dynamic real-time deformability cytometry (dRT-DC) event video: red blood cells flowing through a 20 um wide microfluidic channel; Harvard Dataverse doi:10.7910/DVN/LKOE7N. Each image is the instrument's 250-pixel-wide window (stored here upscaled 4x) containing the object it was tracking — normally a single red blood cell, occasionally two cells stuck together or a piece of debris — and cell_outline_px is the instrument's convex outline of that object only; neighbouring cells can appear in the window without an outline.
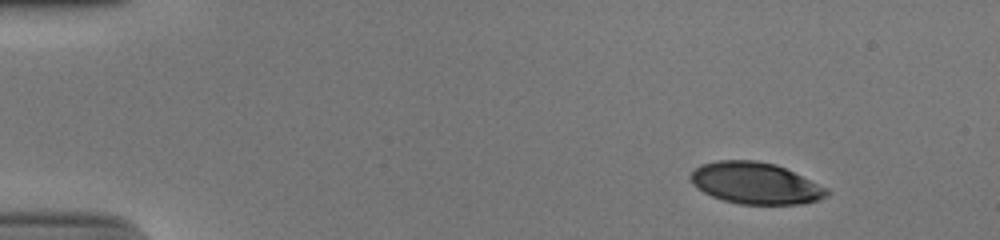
{"species": "human", "species_latin": "Homo sapiens", "temperature_condition": "cold", "stored_images_in_passage": 48, "camera_frame_rate_fps": 3000, "um_per_image_px": 0.085, "donor": {"sex": "male"}, "frame": {"image": 1, "passage_image": 1, "time_ms": 0.0, "image_size_px": [1000, 240], "cell_outline_px": [[828, 196], [816, 200], [800, 204], [740, 204], [724, 200], [712, 196], [704, 192], [692, 184], [688, 176], [700, 164], [716, 160], [756, 160], [776, 164], [828, 188]], "centroid_in_image_um": [64.18, 15.56], "position_along_channel_um": 20.8, "area_um2": 32.95}}
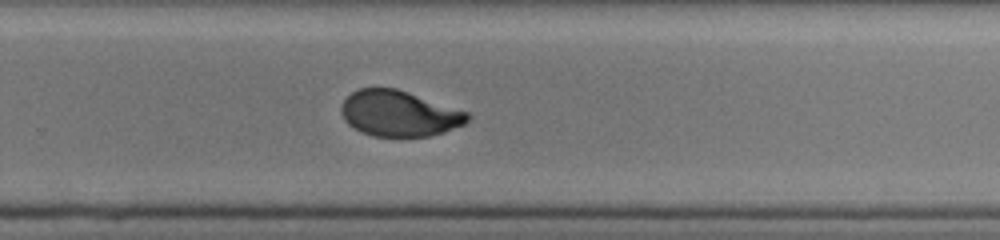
{"frame": {"image": 2, "passage_image": 31, "time_ms": 10.0, "image_size_px": [1000, 240], "cell_outline_px": [[472, 116], [464, 124], [444, 132], [428, 136], [372, 136], [360, 132], [348, 124], [344, 120], [340, 112], [340, 104], [352, 92], [360, 88], [396, 88], [468, 112]], "centroid_in_image_um": [33.89, 9.65], "position_along_channel_um": 295.9, "area_um2": 33.64}}
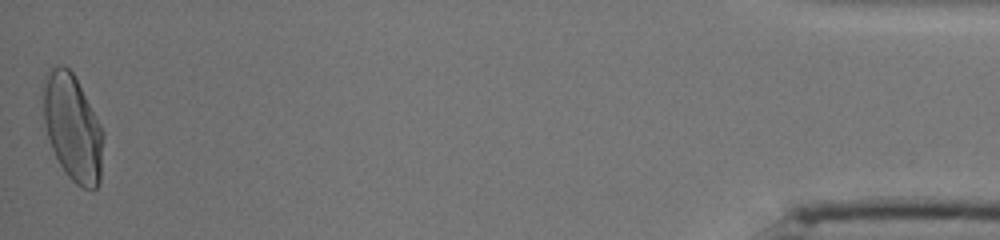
{"frame": {"image": 3, "passage_image": 48, "time_ms": 15.667, "image_size_px": [1000, 240], "cell_outline_px": [[104, 136], [100, 180], [96, 188], [92, 192], [76, 184], [68, 176], [60, 164], [52, 148], [48, 136], [44, 120], [44, 76], [48, 68], [56, 64], [64, 64], [72, 72], [100, 124], [104, 132]], "centroid_in_image_um": [6.18, 10.85], "position_along_channel_um": 429.0, "area_um2": 37.11}, "authors_computed_cell_mechanics": {"area_um2": 34.8534, "velocity_mm_per_s": 3.8567, "shape_relaxation_time_tau1_ms": 4.7374, "shape_relaxation_time_tau2_ms": 1.0146, "deformation_change_tau1": 0.2024, "deformation_change_tau2": 0.0518}}